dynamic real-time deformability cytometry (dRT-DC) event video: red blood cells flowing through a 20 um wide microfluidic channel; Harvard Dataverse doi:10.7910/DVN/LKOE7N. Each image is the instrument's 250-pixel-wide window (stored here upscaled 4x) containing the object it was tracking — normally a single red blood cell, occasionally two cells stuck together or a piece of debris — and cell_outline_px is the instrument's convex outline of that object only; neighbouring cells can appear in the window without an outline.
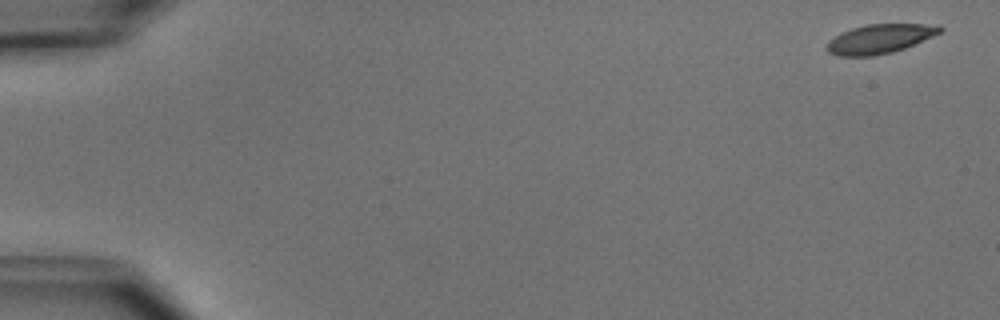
{"species": "common noctule bat (a hibernating species)", "species_latin": "Nyctalus noctula", "temperature_condition": "cold", "stored_images_in_passage": 5, "camera_frame_rate_fps": 3000, "um_per_image_px": 0.085, "animal": {"sex": "male", "body_mass_g": 15.6}, "frame": {"image": 1, "passage_image": 1, "time_ms": 0.0, "image_size_px": [1000, 320], "cell_outline_px": [[944, 28], [940, 32], [932, 36], [904, 48], [892, 52], [872, 56], [836, 56], [828, 52], [824, 48], [828, 40], [840, 32], [852, 28], [868, 24], [940, 24]], "centroid_in_image_um": [74.73, 3.3], "position_along_channel_um": 10.3, "area_um2": 19.36}}